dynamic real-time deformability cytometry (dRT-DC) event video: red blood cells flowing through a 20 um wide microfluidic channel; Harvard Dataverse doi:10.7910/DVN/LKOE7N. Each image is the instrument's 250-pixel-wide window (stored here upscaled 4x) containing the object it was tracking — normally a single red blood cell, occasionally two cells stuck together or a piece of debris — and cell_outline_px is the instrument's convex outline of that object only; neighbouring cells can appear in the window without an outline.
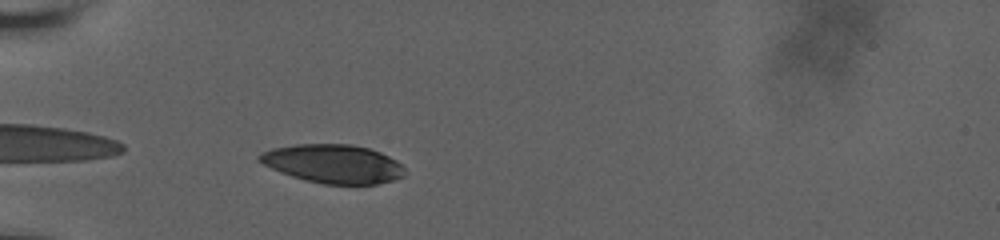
{"species": "human", "species_latin": "Homo sapiens", "temperature_condition": "room temperature", "stored_images_in_passage": 41, "camera_frame_rate_fps": 3000, "um_per_image_px": 0.085, "donor": {"sex": "male"}, "frame": {"image": 1, "passage_image": 2, "time_ms": 0.333, "image_size_px": [1000, 240], "cell_outline_px": [[404, 176], [392, 180], [376, 184], [324, 184], [304, 180], [280, 172], [256, 160], [256, 156], [260, 152], [272, 148], [292, 144], [352, 144], [368, 148], [380, 152], [396, 160], [404, 168]], "centroid_in_image_um": [28.27, 13.91], "position_along_channel_um": 56.7, "area_um2": 32.83}}
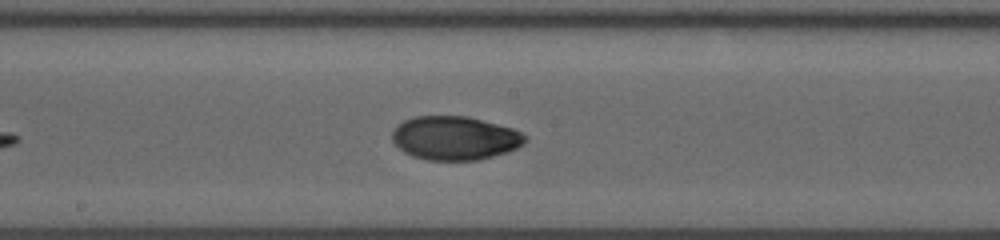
{"frame": {"image": 2, "passage_image": 16, "time_ms": 5.0, "image_size_px": [1000, 240], "cell_outline_px": [[528, 140], [516, 148], [492, 156], [476, 160], [428, 160], [412, 156], [404, 152], [392, 140], [392, 132], [396, 124], [412, 116], [468, 116], [512, 128], [528, 136]], "centroid_in_image_um": [38.63, 11.72], "position_along_channel_um": 209.6, "area_um2": 33.87}}
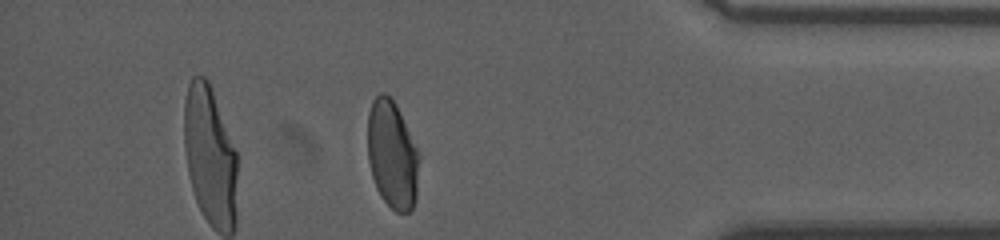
{"frame": {"image": 3, "passage_image": 34, "time_ms": 11.0, "image_size_px": [1000, 240], "cell_outline_px": [[420, 156], [416, 200], [412, 208], [408, 212], [396, 212], [380, 196], [376, 188], [372, 176], [368, 160], [368, 112], [372, 100], [380, 92], [384, 92], [396, 104]], "centroid_in_image_um": [33.33, 13.16], "position_along_channel_um": 401.9, "area_um2": 32.43}, "authors_computed_cell_mechanics": {"area_um2": 33.4084, "velocity_mm_per_s": 3.6514, "shape_relaxation_time_tau1_ms": 5.1352, "shape_relaxation_time_tau2_ms": 1.8701, "deformation_change_tau1": 0.1867, "deformation_change_tau2": 0.0341}}